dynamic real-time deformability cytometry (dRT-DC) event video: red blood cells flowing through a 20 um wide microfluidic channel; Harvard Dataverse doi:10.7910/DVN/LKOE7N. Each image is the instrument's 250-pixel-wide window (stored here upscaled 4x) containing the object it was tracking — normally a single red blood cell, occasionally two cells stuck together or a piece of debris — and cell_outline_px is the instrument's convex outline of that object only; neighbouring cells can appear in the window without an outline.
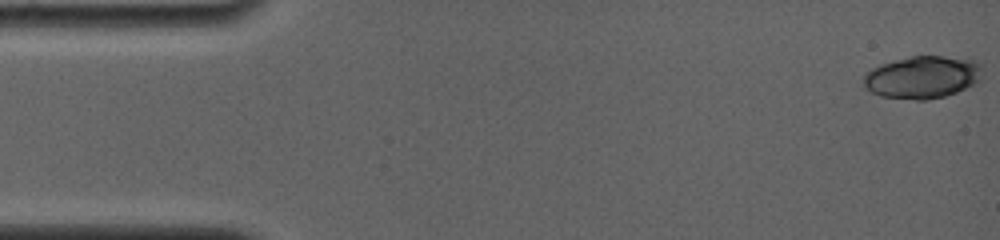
{"species": "common noctule bat (a hibernating species)", "species_latin": "Nyctalus noctula", "temperature_condition": "room temperature", "stored_images_in_passage": 9, "camera_frame_rate_fps": 4000, "um_per_image_px": 0.085, "animal": {"sex": "female", "body_mass_g": 19.0, "forearm_length_mm": 56.7}, "frame": {"image": 1, "passage_image": 1, "time_ms": 0.0, "image_size_px": [1000, 240], "cell_outline_px": [[980, 80], [956, 92], [944, 96], [928, 100], [916, 100], [880, 96], [864, 88], [864, 72], [880, 64], [912, 56], [944, 56], [976, 60], [980, 64]], "centroid_in_image_um": [78.36, 6.56], "position_along_channel_um": 6.6, "area_um2": 29.3}}
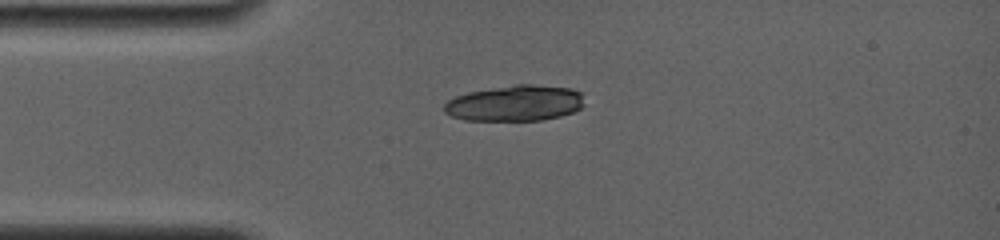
{"frame": {"image": 2, "passage_image": 8, "time_ms": 3.75, "image_size_px": [1000, 240], "cell_outline_px": [[584, 104], [580, 108], [572, 112], [560, 116], [544, 120], [464, 120], [452, 116], [444, 112], [444, 104], [448, 100], [456, 96], [468, 92], [516, 84], [532, 84], [572, 88], [580, 92]], "centroid_in_image_um": [43.78, 8.77], "position_along_channel_um": 41.2, "area_um2": 29.25}}